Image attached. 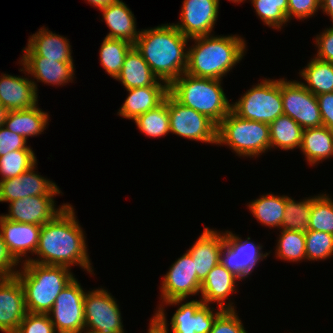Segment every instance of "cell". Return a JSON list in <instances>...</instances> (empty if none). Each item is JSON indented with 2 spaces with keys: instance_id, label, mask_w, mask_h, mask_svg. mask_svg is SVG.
<instances>
[{
  "instance_id": "cell-20",
  "label": "cell",
  "mask_w": 333,
  "mask_h": 333,
  "mask_svg": "<svg viewBox=\"0 0 333 333\" xmlns=\"http://www.w3.org/2000/svg\"><path fill=\"white\" fill-rule=\"evenodd\" d=\"M36 82L21 76L1 73L0 103L8 110H24L38 104Z\"/></svg>"
},
{
  "instance_id": "cell-8",
  "label": "cell",
  "mask_w": 333,
  "mask_h": 333,
  "mask_svg": "<svg viewBox=\"0 0 333 333\" xmlns=\"http://www.w3.org/2000/svg\"><path fill=\"white\" fill-rule=\"evenodd\" d=\"M85 333H125L116 299L104 288L86 291Z\"/></svg>"
},
{
  "instance_id": "cell-47",
  "label": "cell",
  "mask_w": 333,
  "mask_h": 333,
  "mask_svg": "<svg viewBox=\"0 0 333 333\" xmlns=\"http://www.w3.org/2000/svg\"><path fill=\"white\" fill-rule=\"evenodd\" d=\"M323 126L333 131V92L317 95Z\"/></svg>"
},
{
  "instance_id": "cell-46",
  "label": "cell",
  "mask_w": 333,
  "mask_h": 333,
  "mask_svg": "<svg viewBox=\"0 0 333 333\" xmlns=\"http://www.w3.org/2000/svg\"><path fill=\"white\" fill-rule=\"evenodd\" d=\"M18 264L19 262L9 251L0 232V278L15 276L18 271L16 269Z\"/></svg>"
},
{
  "instance_id": "cell-30",
  "label": "cell",
  "mask_w": 333,
  "mask_h": 333,
  "mask_svg": "<svg viewBox=\"0 0 333 333\" xmlns=\"http://www.w3.org/2000/svg\"><path fill=\"white\" fill-rule=\"evenodd\" d=\"M250 212L263 226L281 229L286 206V195L266 194L249 202Z\"/></svg>"
},
{
  "instance_id": "cell-7",
  "label": "cell",
  "mask_w": 333,
  "mask_h": 333,
  "mask_svg": "<svg viewBox=\"0 0 333 333\" xmlns=\"http://www.w3.org/2000/svg\"><path fill=\"white\" fill-rule=\"evenodd\" d=\"M231 110L238 116L251 121L272 123L283 112L281 78L263 79L247 90Z\"/></svg>"
},
{
  "instance_id": "cell-27",
  "label": "cell",
  "mask_w": 333,
  "mask_h": 333,
  "mask_svg": "<svg viewBox=\"0 0 333 333\" xmlns=\"http://www.w3.org/2000/svg\"><path fill=\"white\" fill-rule=\"evenodd\" d=\"M125 89L153 86L159 78L152 72L141 53L133 46L127 53L120 74L115 79Z\"/></svg>"
},
{
  "instance_id": "cell-4",
  "label": "cell",
  "mask_w": 333,
  "mask_h": 333,
  "mask_svg": "<svg viewBox=\"0 0 333 333\" xmlns=\"http://www.w3.org/2000/svg\"><path fill=\"white\" fill-rule=\"evenodd\" d=\"M21 267L15 276L23 287L27 312L31 313H48L60 292L75 278L65 266L26 262Z\"/></svg>"
},
{
  "instance_id": "cell-22",
  "label": "cell",
  "mask_w": 333,
  "mask_h": 333,
  "mask_svg": "<svg viewBox=\"0 0 333 333\" xmlns=\"http://www.w3.org/2000/svg\"><path fill=\"white\" fill-rule=\"evenodd\" d=\"M19 61L24 74L33 76L38 82L65 86L74 79V62H56L41 56H22ZM71 80V81H70Z\"/></svg>"
},
{
  "instance_id": "cell-11",
  "label": "cell",
  "mask_w": 333,
  "mask_h": 333,
  "mask_svg": "<svg viewBox=\"0 0 333 333\" xmlns=\"http://www.w3.org/2000/svg\"><path fill=\"white\" fill-rule=\"evenodd\" d=\"M283 112L303 129L323 126L317 97L300 81L281 78Z\"/></svg>"
},
{
  "instance_id": "cell-10",
  "label": "cell",
  "mask_w": 333,
  "mask_h": 333,
  "mask_svg": "<svg viewBox=\"0 0 333 333\" xmlns=\"http://www.w3.org/2000/svg\"><path fill=\"white\" fill-rule=\"evenodd\" d=\"M170 133L189 140L217 143V125L207 116L186 107L168 93Z\"/></svg>"
},
{
  "instance_id": "cell-9",
  "label": "cell",
  "mask_w": 333,
  "mask_h": 333,
  "mask_svg": "<svg viewBox=\"0 0 333 333\" xmlns=\"http://www.w3.org/2000/svg\"><path fill=\"white\" fill-rule=\"evenodd\" d=\"M85 293L76 278L60 292L48 312L57 333H85Z\"/></svg>"
},
{
  "instance_id": "cell-31",
  "label": "cell",
  "mask_w": 333,
  "mask_h": 333,
  "mask_svg": "<svg viewBox=\"0 0 333 333\" xmlns=\"http://www.w3.org/2000/svg\"><path fill=\"white\" fill-rule=\"evenodd\" d=\"M299 75L306 81L301 84L315 96L333 92V63L311 58Z\"/></svg>"
},
{
  "instance_id": "cell-49",
  "label": "cell",
  "mask_w": 333,
  "mask_h": 333,
  "mask_svg": "<svg viewBox=\"0 0 333 333\" xmlns=\"http://www.w3.org/2000/svg\"><path fill=\"white\" fill-rule=\"evenodd\" d=\"M320 9L327 16H330L333 24V0H320Z\"/></svg>"
},
{
  "instance_id": "cell-14",
  "label": "cell",
  "mask_w": 333,
  "mask_h": 333,
  "mask_svg": "<svg viewBox=\"0 0 333 333\" xmlns=\"http://www.w3.org/2000/svg\"><path fill=\"white\" fill-rule=\"evenodd\" d=\"M162 280V303L186 299L200 293L201 282L197 278L193 259L187 251L171 265Z\"/></svg>"
},
{
  "instance_id": "cell-52",
  "label": "cell",
  "mask_w": 333,
  "mask_h": 333,
  "mask_svg": "<svg viewBox=\"0 0 333 333\" xmlns=\"http://www.w3.org/2000/svg\"><path fill=\"white\" fill-rule=\"evenodd\" d=\"M218 1L220 2V0H218ZM229 1H232V2H234L236 4V3H242V2H244L246 0H229Z\"/></svg>"
},
{
  "instance_id": "cell-32",
  "label": "cell",
  "mask_w": 333,
  "mask_h": 333,
  "mask_svg": "<svg viewBox=\"0 0 333 333\" xmlns=\"http://www.w3.org/2000/svg\"><path fill=\"white\" fill-rule=\"evenodd\" d=\"M270 149L293 150L301 147L303 128L289 116L282 114L269 124Z\"/></svg>"
},
{
  "instance_id": "cell-26",
  "label": "cell",
  "mask_w": 333,
  "mask_h": 333,
  "mask_svg": "<svg viewBox=\"0 0 333 333\" xmlns=\"http://www.w3.org/2000/svg\"><path fill=\"white\" fill-rule=\"evenodd\" d=\"M100 11L103 20L110 29L106 38L122 39L133 45L136 43L141 31H137L136 18L122 0H118Z\"/></svg>"
},
{
  "instance_id": "cell-35",
  "label": "cell",
  "mask_w": 333,
  "mask_h": 333,
  "mask_svg": "<svg viewBox=\"0 0 333 333\" xmlns=\"http://www.w3.org/2000/svg\"><path fill=\"white\" fill-rule=\"evenodd\" d=\"M313 196L306 197L302 201H295L292 197L286 196V206L281 224V230H293L306 233L309 226V217Z\"/></svg>"
},
{
  "instance_id": "cell-48",
  "label": "cell",
  "mask_w": 333,
  "mask_h": 333,
  "mask_svg": "<svg viewBox=\"0 0 333 333\" xmlns=\"http://www.w3.org/2000/svg\"><path fill=\"white\" fill-rule=\"evenodd\" d=\"M155 315L150 319L147 333H168L167 318L164 307H157Z\"/></svg>"
},
{
  "instance_id": "cell-34",
  "label": "cell",
  "mask_w": 333,
  "mask_h": 333,
  "mask_svg": "<svg viewBox=\"0 0 333 333\" xmlns=\"http://www.w3.org/2000/svg\"><path fill=\"white\" fill-rule=\"evenodd\" d=\"M134 45L122 39L104 38L99 49L100 63L114 79L120 74L124 59Z\"/></svg>"
},
{
  "instance_id": "cell-44",
  "label": "cell",
  "mask_w": 333,
  "mask_h": 333,
  "mask_svg": "<svg viewBox=\"0 0 333 333\" xmlns=\"http://www.w3.org/2000/svg\"><path fill=\"white\" fill-rule=\"evenodd\" d=\"M26 144L24 137L0 126V157L16 150H32Z\"/></svg>"
},
{
  "instance_id": "cell-36",
  "label": "cell",
  "mask_w": 333,
  "mask_h": 333,
  "mask_svg": "<svg viewBox=\"0 0 333 333\" xmlns=\"http://www.w3.org/2000/svg\"><path fill=\"white\" fill-rule=\"evenodd\" d=\"M276 245V256L279 259L290 262L306 260L305 233L293 230H281Z\"/></svg>"
},
{
  "instance_id": "cell-13",
  "label": "cell",
  "mask_w": 333,
  "mask_h": 333,
  "mask_svg": "<svg viewBox=\"0 0 333 333\" xmlns=\"http://www.w3.org/2000/svg\"><path fill=\"white\" fill-rule=\"evenodd\" d=\"M187 299H174L164 302L159 307L166 305H179L181 304L171 318V331L172 333H209L213 327L216 318L224 311L218 307L214 311V307L209 304H204L201 300H191L182 302ZM166 304V305H165ZM215 313H214V312Z\"/></svg>"
},
{
  "instance_id": "cell-19",
  "label": "cell",
  "mask_w": 333,
  "mask_h": 333,
  "mask_svg": "<svg viewBox=\"0 0 333 333\" xmlns=\"http://www.w3.org/2000/svg\"><path fill=\"white\" fill-rule=\"evenodd\" d=\"M0 232L13 257L21 263L28 262L27 253L35 254L40 238L41 225L18 223L0 215Z\"/></svg>"
},
{
  "instance_id": "cell-38",
  "label": "cell",
  "mask_w": 333,
  "mask_h": 333,
  "mask_svg": "<svg viewBox=\"0 0 333 333\" xmlns=\"http://www.w3.org/2000/svg\"><path fill=\"white\" fill-rule=\"evenodd\" d=\"M308 230L333 234V200L328 194L313 197Z\"/></svg>"
},
{
  "instance_id": "cell-16",
  "label": "cell",
  "mask_w": 333,
  "mask_h": 333,
  "mask_svg": "<svg viewBox=\"0 0 333 333\" xmlns=\"http://www.w3.org/2000/svg\"><path fill=\"white\" fill-rule=\"evenodd\" d=\"M37 162L19 177L0 181V202L10 203L30 196H56L62 193L53 181L35 172Z\"/></svg>"
},
{
  "instance_id": "cell-15",
  "label": "cell",
  "mask_w": 333,
  "mask_h": 333,
  "mask_svg": "<svg viewBox=\"0 0 333 333\" xmlns=\"http://www.w3.org/2000/svg\"><path fill=\"white\" fill-rule=\"evenodd\" d=\"M180 23L175 27L189 39L210 35L219 13L218 0H184Z\"/></svg>"
},
{
  "instance_id": "cell-6",
  "label": "cell",
  "mask_w": 333,
  "mask_h": 333,
  "mask_svg": "<svg viewBox=\"0 0 333 333\" xmlns=\"http://www.w3.org/2000/svg\"><path fill=\"white\" fill-rule=\"evenodd\" d=\"M217 144L229 146L238 156L257 157L270 150L269 124L244 119L231 110L217 125Z\"/></svg>"
},
{
  "instance_id": "cell-41",
  "label": "cell",
  "mask_w": 333,
  "mask_h": 333,
  "mask_svg": "<svg viewBox=\"0 0 333 333\" xmlns=\"http://www.w3.org/2000/svg\"><path fill=\"white\" fill-rule=\"evenodd\" d=\"M16 333H57L48 313L27 312Z\"/></svg>"
},
{
  "instance_id": "cell-12",
  "label": "cell",
  "mask_w": 333,
  "mask_h": 333,
  "mask_svg": "<svg viewBox=\"0 0 333 333\" xmlns=\"http://www.w3.org/2000/svg\"><path fill=\"white\" fill-rule=\"evenodd\" d=\"M247 240H242L232 231H225L224 244L220 253V263L230 272L235 274L240 281L252 273L260 260L263 261L269 253H263V246Z\"/></svg>"
},
{
  "instance_id": "cell-39",
  "label": "cell",
  "mask_w": 333,
  "mask_h": 333,
  "mask_svg": "<svg viewBox=\"0 0 333 333\" xmlns=\"http://www.w3.org/2000/svg\"><path fill=\"white\" fill-rule=\"evenodd\" d=\"M37 162L33 150H16L0 157V181L19 177Z\"/></svg>"
},
{
  "instance_id": "cell-2",
  "label": "cell",
  "mask_w": 333,
  "mask_h": 333,
  "mask_svg": "<svg viewBox=\"0 0 333 333\" xmlns=\"http://www.w3.org/2000/svg\"><path fill=\"white\" fill-rule=\"evenodd\" d=\"M189 40L169 23L141 30L134 46L152 72L169 85L186 72Z\"/></svg>"
},
{
  "instance_id": "cell-21",
  "label": "cell",
  "mask_w": 333,
  "mask_h": 333,
  "mask_svg": "<svg viewBox=\"0 0 333 333\" xmlns=\"http://www.w3.org/2000/svg\"><path fill=\"white\" fill-rule=\"evenodd\" d=\"M225 232L204 227L203 233L187 252L191 255L198 280L202 283L208 273L220 263Z\"/></svg>"
},
{
  "instance_id": "cell-17",
  "label": "cell",
  "mask_w": 333,
  "mask_h": 333,
  "mask_svg": "<svg viewBox=\"0 0 333 333\" xmlns=\"http://www.w3.org/2000/svg\"><path fill=\"white\" fill-rule=\"evenodd\" d=\"M27 314L24 290L16 276L0 278V331L16 333Z\"/></svg>"
},
{
  "instance_id": "cell-25",
  "label": "cell",
  "mask_w": 333,
  "mask_h": 333,
  "mask_svg": "<svg viewBox=\"0 0 333 333\" xmlns=\"http://www.w3.org/2000/svg\"><path fill=\"white\" fill-rule=\"evenodd\" d=\"M128 96L118 111V115L135 120L139 115L156 108L168 94V84L158 80L153 86L126 89Z\"/></svg>"
},
{
  "instance_id": "cell-23",
  "label": "cell",
  "mask_w": 333,
  "mask_h": 333,
  "mask_svg": "<svg viewBox=\"0 0 333 333\" xmlns=\"http://www.w3.org/2000/svg\"><path fill=\"white\" fill-rule=\"evenodd\" d=\"M237 280L240 279L221 263H218L201 283V300L204 304L216 302L218 307L224 310H235L233 302L225 304V299L228 300V297L236 292Z\"/></svg>"
},
{
  "instance_id": "cell-51",
  "label": "cell",
  "mask_w": 333,
  "mask_h": 333,
  "mask_svg": "<svg viewBox=\"0 0 333 333\" xmlns=\"http://www.w3.org/2000/svg\"><path fill=\"white\" fill-rule=\"evenodd\" d=\"M8 110L0 103V126H3L7 115H8Z\"/></svg>"
},
{
  "instance_id": "cell-37",
  "label": "cell",
  "mask_w": 333,
  "mask_h": 333,
  "mask_svg": "<svg viewBox=\"0 0 333 333\" xmlns=\"http://www.w3.org/2000/svg\"><path fill=\"white\" fill-rule=\"evenodd\" d=\"M259 18L272 29H281L288 21V0H251Z\"/></svg>"
},
{
  "instance_id": "cell-50",
  "label": "cell",
  "mask_w": 333,
  "mask_h": 333,
  "mask_svg": "<svg viewBox=\"0 0 333 333\" xmlns=\"http://www.w3.org/2000/svg\"><path fill=\"white\" fill-rule=\"evenodd\" d=\"M94 7H97L98 10H102L105 7L109 6L112 3L117 2L118 0H85Z\"/></svg>"
},
{
  "instance_id": "cell-45",
  "label": "cell",
  "mask_w": 333,
  "mask_h": 333,
  "mask_svg": "<svg viewBox=\"0 0 333 333\" xmlns=\"http://www.w3.org/2000/svg\"><path fill=\"white\" fill-rule=\"evenodd\" d=\"M316 58L333 63V25L315 37Z\"/></svg>"
},
{
  "instance_id": "cell-18",
  "label": "cell",
  "mask_w": 333,
  "mask_h": 333,
  "mask_svg": "<svg viewBox=\"0 0 333 333\" xmlns=\"http://www.w3.org/2000/svg\"><path fill=\"white\" fill-rule=\"evenodd\" d=\"M54 196H30L10 202L8 214L2 216L10 221L44 225L67 205L56 208Z\"/></svg>"
},
{
  "instance_id": "cell-28",
  "label": "cell",
  "mask_w": 333,
  "mask_h": 333,
  "mask_svg": "<svg viewBox=\"0 0 333 333\" xmlns=\"http://www.w3.org/2000/svg\"><path fill=\"white\" fill-rule=\"evenodd\" d=\"M48 121V113L36 105L30 109L9 111L3 126L27 141L29 136L40 135L49 125Z\"/></svg>"
},
{
  "instance_id": "cell-29",
  "label": "cell",
  "mask_w": 333,
  "mask_h": 333,
  "mask_svg": "<svg viewBox=\"0 0 333 333\" xmlns=\"http://www.w3.org/2000/svg\"><path fill=\"white\" fill-rule=\"evenodd\" d=\"M300 150L314 166L333 156V131L326 126L303 129Z\"/></svg>"
},
{
  "instance_id": "cell-42",
  "label": "cell",
  "mask_w": 333,
  "mask_h": 333,
  "mask_svg": "<svg viewBox=\"0 0 333 333\" xmlns=\"http://www.w3.org/2000/svg\"><path fill=\"white\" fill-rule=\"evenodd\" d=\"M209 333H247L236 310H224L214 321Z\"/></svg>"
},
{
  "instance_id": "cell-3",
  "label": "cell",
  "mask_w": 333,
  "mask_h": 333,
  "mask_svg": "<svg viewBox=\"0 0 333 333\" xmlns=\"http://www.w3.org/2000/svg\"><path fill=\"white\" fill-rule=\"evenodd\" d=\"M187 74L198 78L222 80L246 53V41L239 35H205L191 38Z\"/></svg>"
},
{
  "instance_id": "cell-33",
  "label": "cell",
  "mask_w": 333,
  "mask_h": 333,
  "mask_svg": "<svg viewBox=\"0 0 333 333\" xmlns=\"http://www.w3.org/2000/svg\"><path fill=\"white\" fill-rule=\"evenodd\" d=\"M134 121L145 136L160 138L170 133L168 94L160 105L139 115Z\"/></svg>"
},
{
  "instance_id": "cell-1",
  "label": "cell",
  "mask_w": 333,
  "mask_h": 333,
  "mask_svg": "<svg viewBox=\"0 0 333 333\" xmlns=\"http://www.w3.org/2000/svg\"><path fill=\"white\" fill-rule=\"evenodd\" d=\"M75 210L67 204L52 220L41 226L38 248L35 252L39 258H30L28 262L43 265L82 267L93 274L86 245V237L80 226Z\"/></svg>"
},
{
  "instance_id": "cell-40",
  "label": "cell",
  "mask_w": 333,
  "mask_h": 333,
  "mask_svg": "<svg viewBox=\"0 0 333 333\" xmlns=\"http://www.w3.org/2000/svg\"><path fill=\"white\" fill-rule=\"evenodd\" d=\"M305 242L307 260L324 261V259H328L333 256V234L308 230L305 233Z\"/></svg>"
},
{
  "instance_id": "cell-43",
  "label": "cell",
  "mask_w": 333,
  "mask_h": 333,
  "mask_svg": "<svg viewBox=\"0 0 333 333\" xmlns=\"http://www.w3.org/2000/svg\"><path fill=\"white\" fill-rule=\"evenodd\" d=\"M320 10V0H288V21L292 17L305 20Z\"/></svg>"
},
{
  "instance_id": "cell-5",
  "label": "cell",
  "mask_w": 333,
  "mask_h": 333,
  "mask_svg": "<svg viewBox=\"0 0 333 333\" xmlns=\"http://www.w3.org/2000/svg\"><path fill=\"white\" fill-rule=\"evenodd\" d=\"M222 80L183 73L168 85V93L180 104L207 116L216 125L231 111Z\"/></svg>"
},
{
  "instance_id": "cell-24",
  "label": "cell",
  "mask_w": 333,
  "mask_h": 333,
  "mask_svg": "<svg viewBox=\"0 0 333 333\" xmlns=\"http://www.w3.org/2000/svg\"><path fill=\"white\" fill-rule=\"evenodd\" d=\"M22 56H41L56 62H73L70 41L65 37L41 27L30 35Z\"/></svg>"
}]
</instances>
